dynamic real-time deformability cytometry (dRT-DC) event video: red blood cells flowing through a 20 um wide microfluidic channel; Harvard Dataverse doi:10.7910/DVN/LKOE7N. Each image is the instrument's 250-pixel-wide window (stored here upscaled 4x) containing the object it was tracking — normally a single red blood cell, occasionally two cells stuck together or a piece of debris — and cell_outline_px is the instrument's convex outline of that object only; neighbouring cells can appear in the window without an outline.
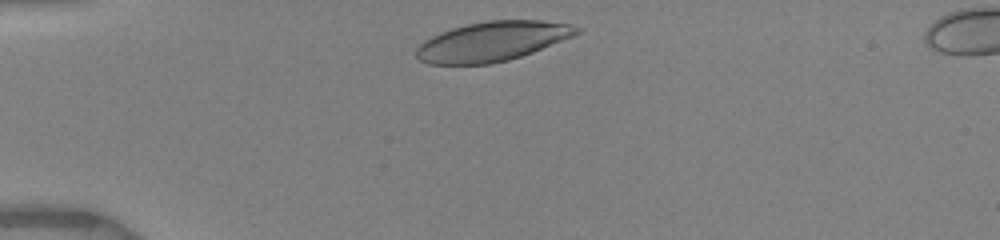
{"species": "human", "species_latin": "Homo sapiens", "temperature_condition": "warm", "stored_images_in_passage": 17, "camera_frame_rate_fps": 3000, "um_per_image_px": 0.085, "donor": {"sex": "female"}, "frame": {"image": 1, "passage_image": 2, "time_ms": 0.333, "image_size_px": [1000, 240], "cell_outline_px": [[580, 32], [572, 36], [532, 52], [508, 60], [492, 64], [428, 64], [420, 60], [416, 56], [416, 48], [424, 40], [440, 32], [452, 28], [468, 24], [488, 20], [540, 20], [568, 24], [580, 28]], "centroid_in_image_um": [41.8, 3.52], "position_along_channel_um": 43.2, "area_um2": 36.7}}
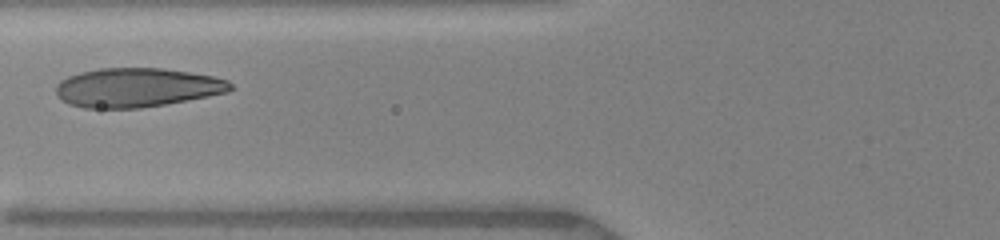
{"frame": {"image": 2, "passage_image": 8, "time_ms": 3.0, "image_size_px": [1000, 240], "cell_outline_px": [[232, 88], [228, 92], [208, 96], [164, 104], [140, 108], [84, 108], [68, 104], [60, 100], [56, 96], [56, 84], [60, 80], [68, 76], [80, 72], [100, 68], [164, 68], [212, 76], [228, 80], [232, 84]], "centroid_in_image_um": [11.58, 7.44], "position_along_channel_um": 114.2, "area_um2": 39.82}}
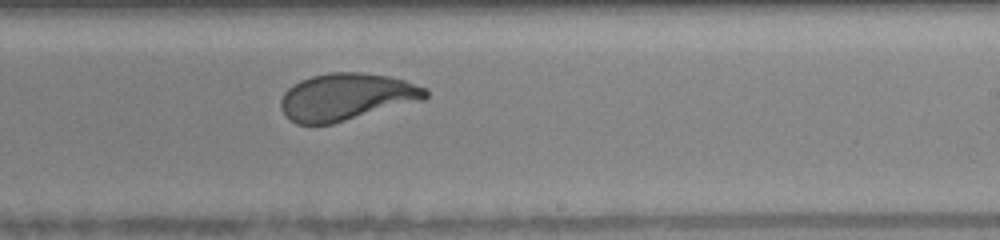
{"frame": {"image": 3, "passage_image": 15, "time_ms": 6.667, "image_size_px": [1000, 240], "cell_outline_px": [[428, 96], [424, 100], [332, 124], [296, 124], [288, 120], [284, 116], [280, 108], [280, 100], [284, 92], [288, 88], [300, 80], [312, 76], [328, 72], [360, 72], [388, 76], [404, 80], [428, 88]], "centroid_in_image_um": [29.43, 8.24], "position_along_channel_um": 259.6, "area_um2": 40.06}}